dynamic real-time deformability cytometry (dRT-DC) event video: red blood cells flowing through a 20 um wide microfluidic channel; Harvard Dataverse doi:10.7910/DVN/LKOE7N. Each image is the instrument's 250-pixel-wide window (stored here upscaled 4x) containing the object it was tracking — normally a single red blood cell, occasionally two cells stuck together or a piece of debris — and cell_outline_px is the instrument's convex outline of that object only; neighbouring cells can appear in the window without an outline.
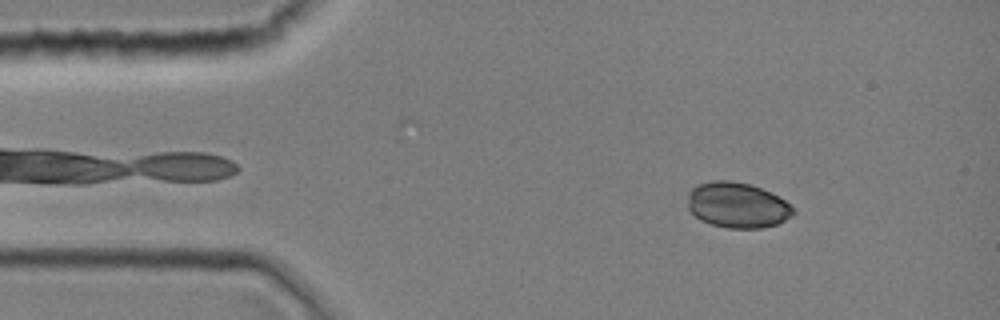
{"species": "common noctule bat (a hibernating species)", "species_latin": "Nyctalus noctula", "temperature_condition": "room temperature", "stored_images_in_passage": 36, "camera_frame_rate_fps": 3000, "um_per_image_px": 0.085, "animal": {"sex": "female", "body_mass_g": 19.0, "forearm_length_mm": 51.5}, "frame": {"image": 1, "passage_image": 4, "time_ms": 1.0, "image_size_px": [1000, 320], "cell_outline_px": [[796, 212], [792, 216], [776, 224], [760, 228], [728, 228], [712, 224], [700, 220], [688, 208], [688, 192], [696, 184], [712, 180], [728, 180], [748, 184], [760, 188], [784, 200]], "centroid_in_image_um": [62.63, 17.43], "position_along_channel_um": 22.4, "area_um2": 27.74}}
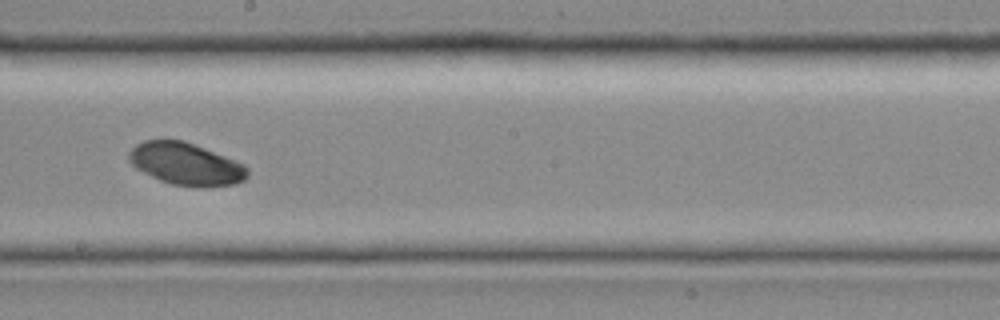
{"frame": {"image": 2, "passage_image": 20, "time_ms": 6.333, "image_size_px": [1000, 320], "cell_outline_px": [[248, 176], [244, 180], [232, 184], [200, 188], [172, 184], [160, 180], [136, 168], [128, 160], [128, 152], [136, 144], [144, 140], [164, 136], [184, 140], [244, 164], [248, 168]], "centroid_in_image_um": [15.76, 13.9], "position_along_channel_um": 232.4, "area_um2": 29.65}}
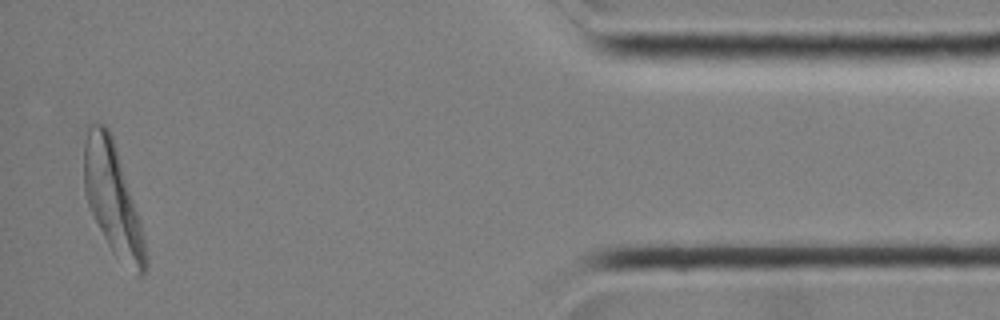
{"frame": {"image": 3, "passage_image": 35, "time_ms": 11.333, "image_size_px": [1000, 320], "cell_outline_px": [[148, 268], [144, 276], [136, 276], [112, 252], [88, 208], [84, 192], [84, 124], [104, 124], [108, 128], [112, 136], [140, 220], [148, 260]], "centroid_in_image_um": [9.56, 16.94], "position_along_channel_um": 425.6, "area_um2": 40.0}}